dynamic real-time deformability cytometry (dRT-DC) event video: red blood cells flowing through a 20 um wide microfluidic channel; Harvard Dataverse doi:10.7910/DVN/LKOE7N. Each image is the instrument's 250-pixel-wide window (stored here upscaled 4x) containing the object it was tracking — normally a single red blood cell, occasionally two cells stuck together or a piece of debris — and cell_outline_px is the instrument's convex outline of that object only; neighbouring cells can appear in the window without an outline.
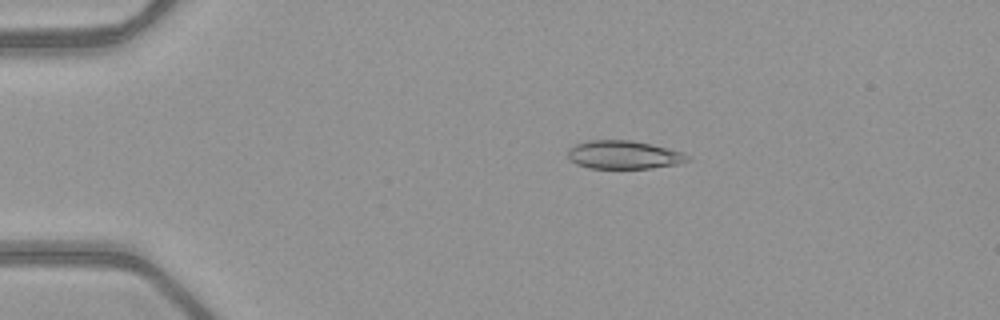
{"species": "common noctule bat (a hibernating species)", "species_latin": "Nyctalus noctula", "temperature_condition": "warm", "stored_images_in_passage": 52, "camera_frame_rate_fps": 3000, "um_per_image_px": 0.085, "animal": {"sex": "female", "body_mass_g": 21.9}, "frame": {"image": 1, "passage_image": 11, "time_ms": 3.333, "image_size_px": [1000, 320], "cell_outline_px": [[692, 160], [676, 164], [648, 168], [588, 168], [576, 164], [568, 160], [568, 148], [576, 144], [588, 140], [632, 140], [684, 152]], "centroid_in_image_um": [52.98, 13.16], "position_along_channel_um": 32.0, "area_um2": 19.77}}
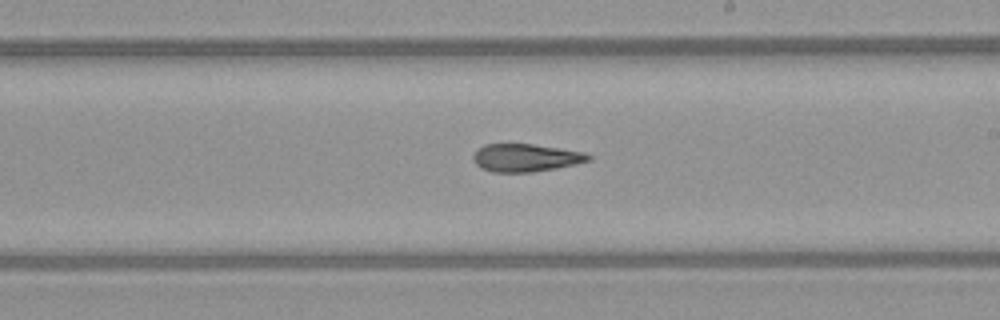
{"frame": {"image": 2, "passage_image": 31, "time_ms": 10.0, "image_size_px": [1000, 320], "cell_outline_px": [[592, 160], [576, 164], [556, 168], [532, 172], [492, 172], [480, 168], [476, 164], [472, 156], [484, 144], [532, 144], [560, 148], [584, 152], [592, 156]], "centroid_in_image_um": [44.71, 13.41], "position_along_channel_um": 244.3, "area_um2": 18.67}}
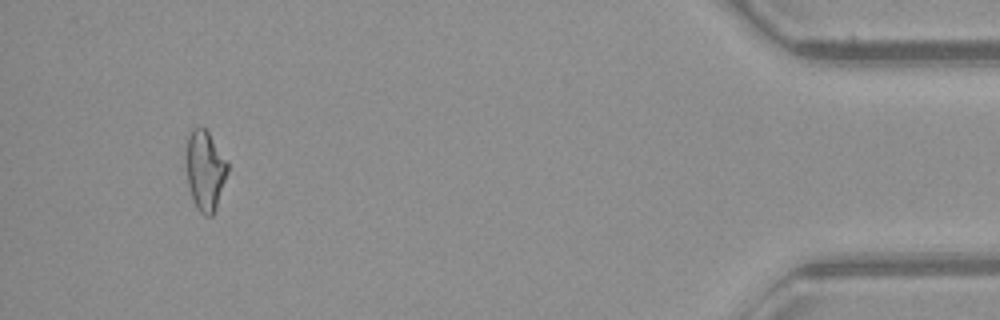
{"frame": {"image": 3, "passage_image": 49, "time_ms": 16.0, "image_size_px": [1000, 320], "cell_outline_px": [[228, 172], [216, 208], [212, 216], [204, 216], [196, 208], [192, 200], [188, 184], [184, 164], [184, 156], [188, 136], [192, 128], [200, 124], [208, 132], [228, 164]], "centroid_in_image_um": [17.38, 14.48], "position_along_channel_um": 417.8, "area_um2": 19.71}, "authors_computed_cell_mechanics": {"area_um2": 19.4786, "velocity_mm_per_s": 4.0472, "shape_relaxation_time_tau1_ms": null, "shape_relaxation_time_tau2_ms": 3.8565, "deformation_change_tau1": null, "deformation_change_tau2": 0.1412}}